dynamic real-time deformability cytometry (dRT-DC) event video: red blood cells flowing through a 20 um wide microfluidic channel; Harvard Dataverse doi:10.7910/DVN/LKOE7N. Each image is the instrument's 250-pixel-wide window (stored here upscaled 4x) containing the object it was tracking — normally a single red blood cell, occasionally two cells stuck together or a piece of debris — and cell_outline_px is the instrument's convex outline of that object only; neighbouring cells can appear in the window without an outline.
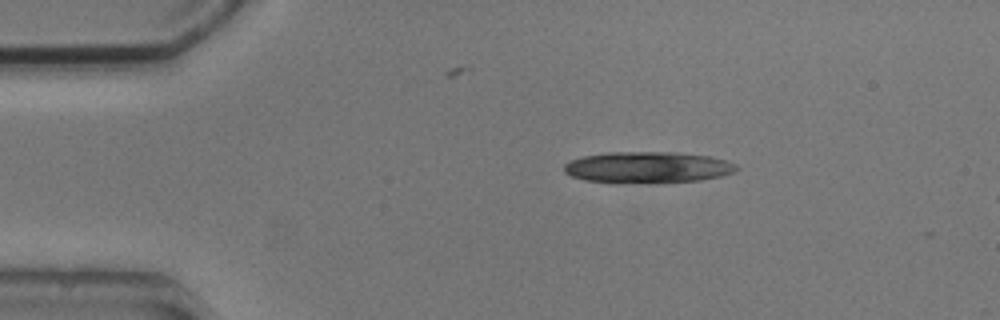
{"species": "common noctule bat (a hibernating species)", "species_latin": "Nyctalus noctula", "temperature_condition": "cold", "stored_images_in_passage": 3, "camera_frame_rate_fps": 3000, "um_per_image_px": 0.085, "animal": {"sex": "male", "body_mass_g": 20.5, "forearm_length_mm": 52.5}, "frame": {"image": 1, "passage_image": 1, "time_ms": 0.0, "image_size_px": [1000, 320], "cell_outline_px": [[740, 168], [736, 172], [720, 176], [700, 180], [584, 180], [572, 176], [564, 172], [564, 164], [572, 160], [584, 156], [608, 152], [676, 152], [712, 156], [728, 160], [736, 164]], "centroid_in_image_um": [55.14, 14.16], "position_along_channel_um": 29.9, "area_um2": 30.17}}